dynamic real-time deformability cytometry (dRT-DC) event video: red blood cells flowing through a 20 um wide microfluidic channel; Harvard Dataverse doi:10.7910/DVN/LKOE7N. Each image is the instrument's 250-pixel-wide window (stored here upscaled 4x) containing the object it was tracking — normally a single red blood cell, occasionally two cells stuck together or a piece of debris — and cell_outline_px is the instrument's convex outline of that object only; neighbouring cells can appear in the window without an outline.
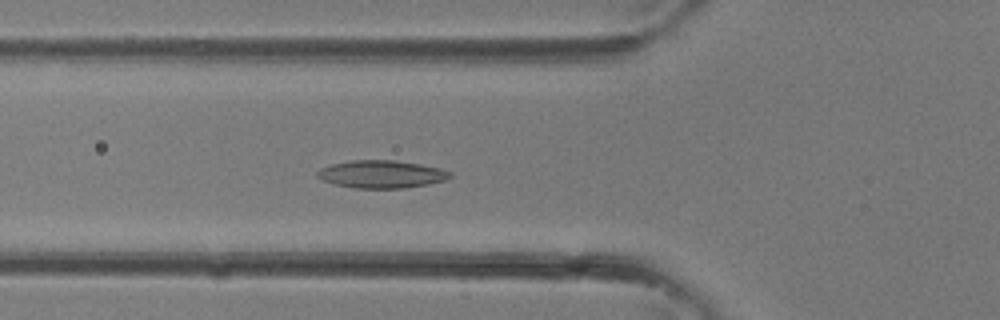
{"species": "common noctule bat (a hibernating species)", "species_latin": "Nyctalus noctula", "temperature_condition": "room temperature", "stored_images_in_passage": 35, "camera_frame_rate_fps": 3000, "um_per_image_px": 0.085, "animal": {"sex": "female"}, "frame": {"image": 1, "passage_image": 12, "time_ms": 3.667, "image_size_px": [1000, 320], "cell_outline_px": [[452, 176], [444, 180], [428, 184], [404, 188], [352, 188], [332, 184], [320, 180], [316, 176], [316, 172], [320, 168], [332, 164], [352, 160], [396, 160], [420, 164], [440, 168], [452, 172]], "centroid_in_image_um": [32.38, 14.81], "position_along_channel_um": 93.4, "area_um2": 21.62}}
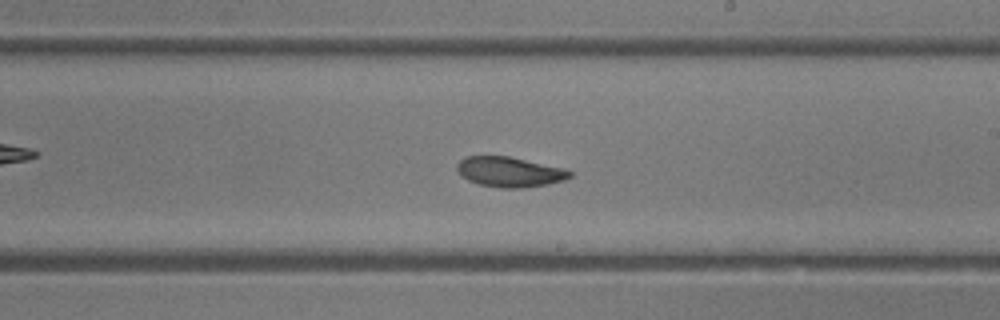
{"frame": {"image": 2, "passage_image": 20, "time_ms": 6.333, "image_size_px": [1000, 320], "cell_outline_px": [[572, 176], [564, 180], [548, 184], [520, 188], [500, 188], [480, 184], [468, 180], [460, 176], [456, 168], [456, 164], [464, 156], [508, 156], [560, 168], [572, 172]], "centroid_in_image_um": [43.25, 14.62], "position_along_channel_um": 245.8, "area_um2": 19.59}}
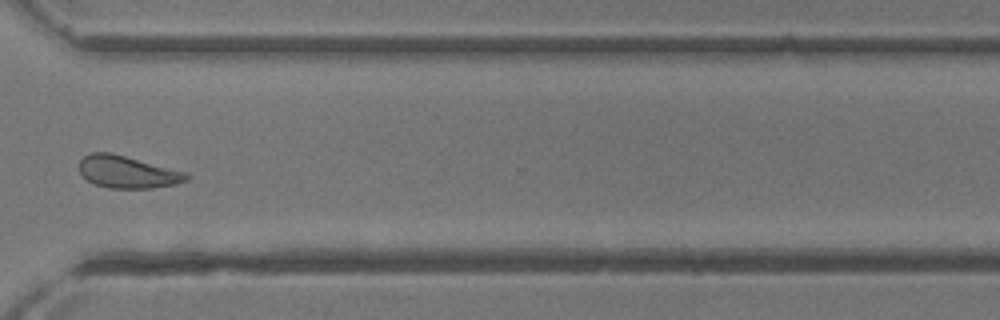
{"frame": {"image": 3, "passage_image": 26, "time_ms": 8.333, "image_size_px": [1000, 320], "cell_outline_px": [[192, 176], [188, 180], [176, 184], [152, 188], [112, 188], [96, 184], [88, 180], [80, 172], [80, 160], [84, 156], [92, 152], [112, 152], [188, 172]], "centroid_in_image_um": [10.9, 14.6], "position_along_channel_um": 359.7, "area_um2": 20.29}}